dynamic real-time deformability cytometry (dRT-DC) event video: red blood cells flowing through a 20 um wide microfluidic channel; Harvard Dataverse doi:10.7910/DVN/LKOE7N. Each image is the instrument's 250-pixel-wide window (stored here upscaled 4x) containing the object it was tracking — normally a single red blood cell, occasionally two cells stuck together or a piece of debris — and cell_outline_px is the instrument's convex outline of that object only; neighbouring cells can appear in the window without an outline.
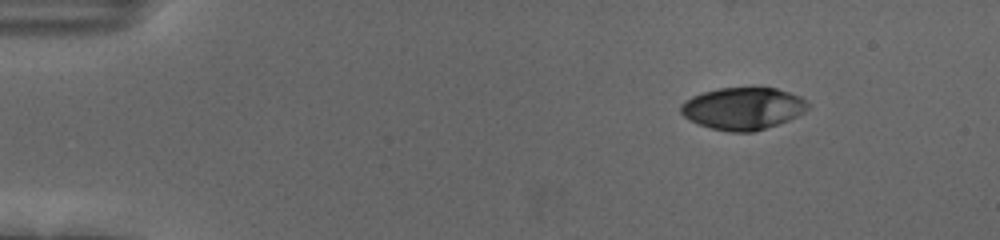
{"species": "human", "species_latin": "Homo sapiens", "temperature_condition": "cold", "stored_images_in_passage": 49, "camera_frame_rate_fps": 3000, "um_per_image_px": 0.085, "donor": {"sex": "female"}, "frame": {"image": 1, "passage_image": 1, "time_ms": 0.0, "image_size_px": [1000, 240], "cell_outline_px": [[808, 108], [804, 112], [788, 120], [752, 132], [728, 132], [696, 124], [684, 116], [680, 112], [680, 104], [684, 100], [692, 96], [704, 92], [720, 88], [776, 88], [800, 96], [808, 104]], "centroid_in_image_um": [63.11, 9.22], "position_along_channel_um": 21.9, "area_um2": 31.04}}
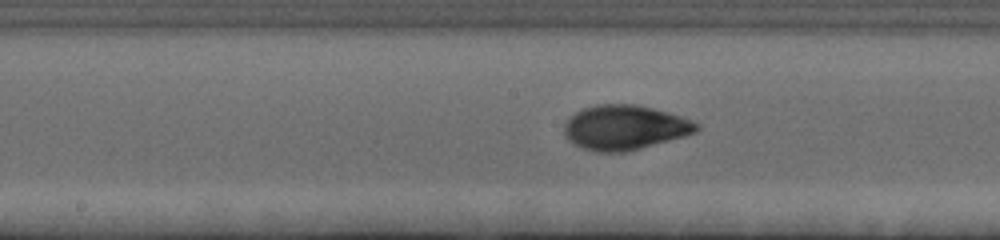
{"frame": {"image": 2, "passage_image": 23, "time_ms": 7.333, "image_size_px": [1000, 240], "cell_outline_px": [[700, 128], [696, 132], [684, 136], [640, 148], [624, 152], [596, 152], [584, 148], [568, 140], [564, 132], [564, 124], [576, 112], [584, 108], [596, 104], [636, 104], [668, 112], [692, 120], [700, 124]], "centroid_in_image_um": [53.12, 10.83], "position_along_channel_um": 195.1, "area_um2": 34.22}}
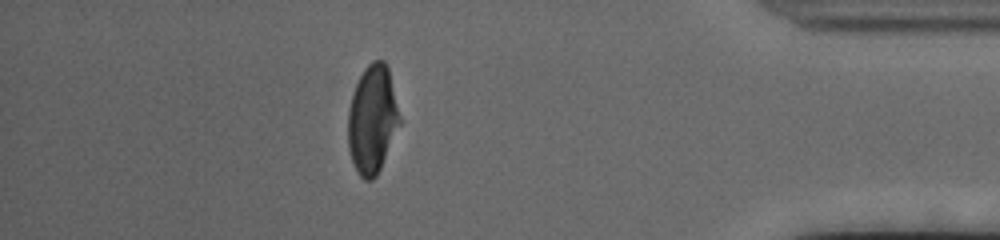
{"frame": {"image": 3, "passage_image": 43, "time_ms": 14.0, "image_size_px": [1000, 240], "cell_outline_px": [[404, 120], [376, 176], [372, 180], [364, 180], [360, 176], [352, 160], [348, 148], [348, 108], [356, 84], [364, 68], [372, 60], [384, 60], [388, 68]], "centroid_in_image_um": [31.7, 10.13], "position_along_channel_um": 403.5, "area_um2": 33.23}, "authors_computed_cell_mechanics": {"area_um2": 33.2928, "velocity_mm_per_s": 3.6801, "shape_relaxation_time_tau1_ms": 4.6156, "shape_relaxation_time_tau2_ms": 1.1683, "deformation_change_tau1": 0.1966, "deformation_change_tau2": 0.0323}}